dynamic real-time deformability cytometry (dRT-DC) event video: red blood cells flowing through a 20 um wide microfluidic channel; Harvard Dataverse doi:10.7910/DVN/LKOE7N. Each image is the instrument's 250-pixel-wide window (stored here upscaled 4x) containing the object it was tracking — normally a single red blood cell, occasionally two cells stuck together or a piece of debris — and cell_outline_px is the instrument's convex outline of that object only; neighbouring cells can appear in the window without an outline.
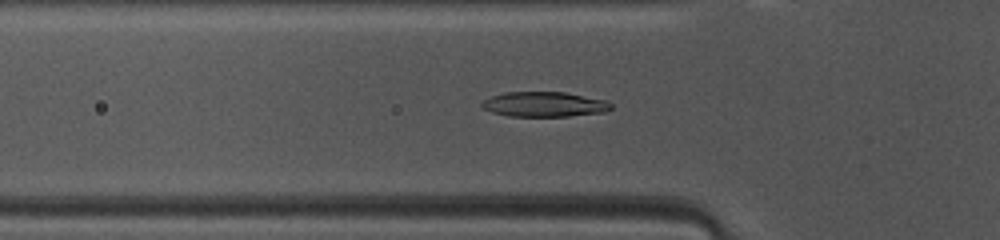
{"species": "common noctule bat (a hibernating species)", "species_latin": "Nyctalus noctula", "temperature_condition": "warm", "stored_images_in_passage": 47, "camera_frame_rate_fps": 3000, "um_per_image_px": 0.085, "animal": {"sex": "female", "body_mass_g": 10.0, "forearm_length_mm": 53.1}, "frame": {"image": 1, "passage_image": 14, "time_ms": 4.333, "image_size_px": [1000, 240], "cell_outline_px": [[612, 108], [604, 112], [568, 116], [508, 116], [492, 112], [484, 108], [480, 104], [484, 100], [492, 96], [504, 92], [564, 92], [604, 100], [612, 104]], "centroid_in_image_um": [46.25, 8.87], "position_along_channel_um": 79.6, "area_um2": 18.61}}
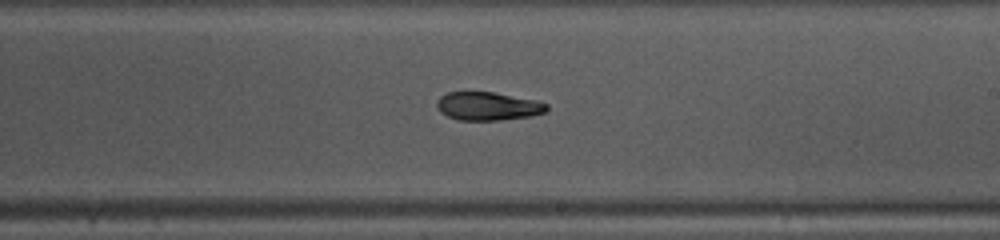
{"frame": {"image": 2, "passage_image": 26, "time_ms": 8.333, "image_size_px": [1000, 240], "cell_outline_px": [[548, 108], [544, 112], [532, 116], [500, 120], [456, 120], [440, 112], [436, 108], [436, 100], [440, 96], [448, 92], [492, 92], [540, 100], [548, 104]], "centroid_in_image_um": [41.47, 9.02], "position_along_channel_um": 247.5, "area_um2": 18.38}}
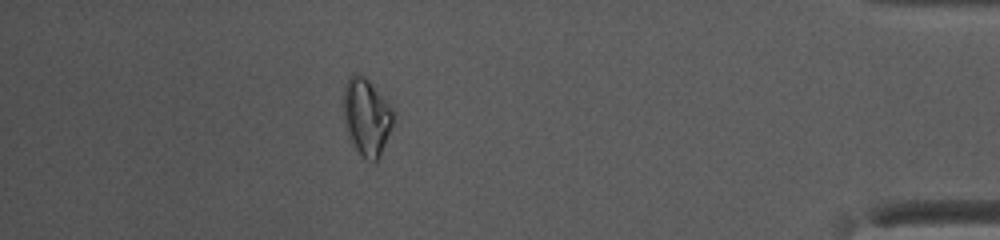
{"frame": {"image": 3, "passage_image": 41, "time_ms": 13.333, "image_size_px": [1000, 240], "cell_outline_px": [[392, 124], [380, 156], [376, 160], [368, 160], [352, 144], [348, 136], [344, 124], [344, 88], [348, 80], [356, 72], [364, 76], [368, 80], [392, 108]], "centroid_in_image_um": [31.13, 9.93], "position_along_channel_um": 404.1, "area_um2": 21.68}, "authors_computed_cell_mechanics": {"area_um2": 18.9006, "velocity_mm_per_s": 4.1713, "shape_relaxation_time_tau1_ms": null, "shape_relaxation_time_tau2_ms": 6.2238, "deformation_change_tau1": null, "deformation_change_tau2": 0.1297}}